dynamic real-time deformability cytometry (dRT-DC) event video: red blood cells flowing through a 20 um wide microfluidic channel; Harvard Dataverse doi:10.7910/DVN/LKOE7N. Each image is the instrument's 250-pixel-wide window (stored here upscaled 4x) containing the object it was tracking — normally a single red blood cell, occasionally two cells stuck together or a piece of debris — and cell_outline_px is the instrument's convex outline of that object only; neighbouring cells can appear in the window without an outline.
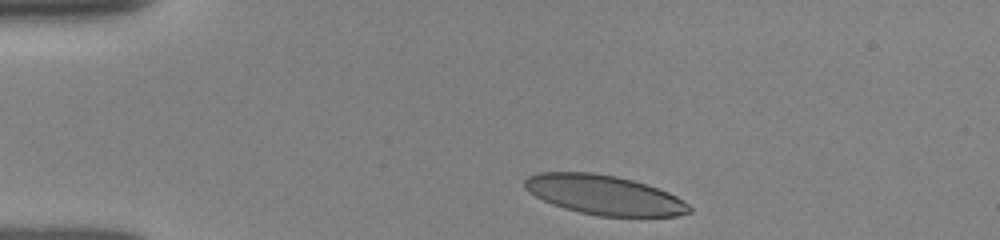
{"species": "human", "species_latin": "Homo sapiens", "temperature_condition": "room temperature", "stored_images_in_passage": 7, "camera_frame_rate_fps": 3000, "um_per_image_px": 0.085, "donor": {"sex": "female"}, "frame": {"image": 1, "passage_image": 1, "time_ms": 0.0, "image_size_px": [1000, 240], "cell_outline_px": [[692, 212], [676, 216], [600, 216], [580, 212], [564, 208], [552, 204], [528, 192], [524, 188], [524, 180], [528, 176], [536, 172], [592, 172], [616, 176], [632, 180], [668, 192], [684, 200], [692, 208]], "centroid_in_image_um": [51.33, 16.56], "position_along_channel_um": 33.7, "area_um2": 37.86}}
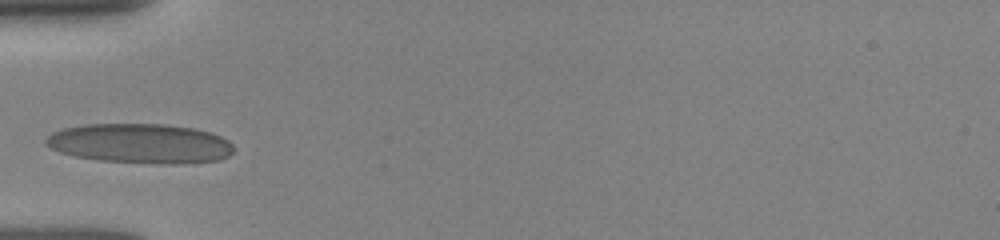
{"frame": {"image": 2, "passage_image": 4, "time_ms": 1.0, "image_size_px": [1000, 240], "cell_outline_px": [[232, 152], [228, 156], [220, 160], [180, 164], [160, 164], [100, 160], [76, 156], [60, 152], [44, 144], [44, 140], [52, 132], [64, 128], [84, 124], [164, 124], [192, 128], [212, 132], [228, 140], [232, 144]], "centroid_in_image_um": [11.93, 12.19], "position_along_channel_um": 73.1, "area_um2": 43.52}}
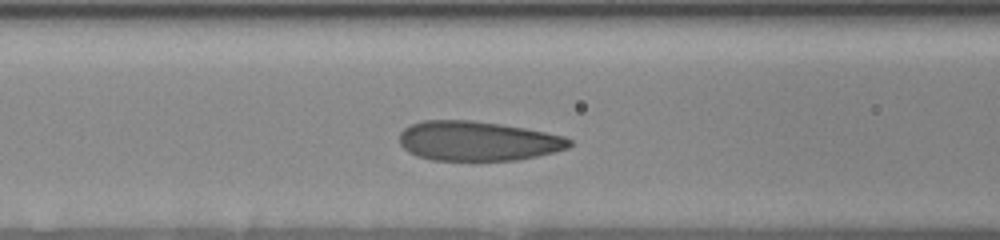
{"frame": {"image": 3, "passage_image": 6, "time_ms": 1.667, "image_size_px": [1000, 240], "cell_outline_px": [[572, 144], [568, 148], [520, 160], [432, 160], [416, 156], [408, 152], [400, 144], [400, 132], [404, 128], [412, 124], [424, 120], [468, 120], [500, 124], [524, 128], [564, 136], [572, 140]], "centroid_in_image_um": [40.58, 11.99], "position_along_channel_um": 126.0, "area_um2": 39.13}}